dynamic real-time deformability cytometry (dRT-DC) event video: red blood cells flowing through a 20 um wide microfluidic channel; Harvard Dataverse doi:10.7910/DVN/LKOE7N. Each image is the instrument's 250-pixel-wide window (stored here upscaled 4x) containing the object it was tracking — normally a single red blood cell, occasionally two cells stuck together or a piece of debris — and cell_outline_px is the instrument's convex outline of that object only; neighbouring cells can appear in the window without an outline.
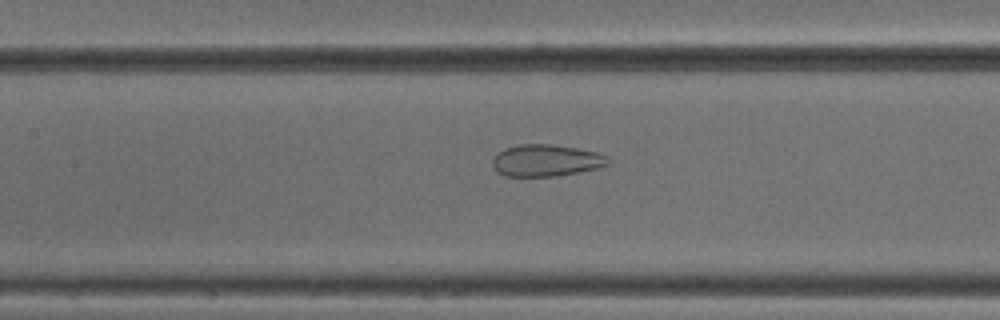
{"species": "common noctule bat (a hibernating species)", "species_latin": "Nyctalus noctula", "temperature_condition": "cold", "stored_images_in_passage": 42, "segment_of_instrument_passage": [1, 2], "camera_frame_rate_fps": 3000, "um_per_image_px": 0.085, "animal": {"sex": "male", "body_mass_g": 18.8}, "frame": {"image": 1, "passage_image": 13, "time_ms": 4.0, "image_size_px": [1000, 320], "cell_outline_px": [[612, 160], [608, 164], [596, 168], [556, 176], [504, 176], [496, 172], [492, 164], [492, 160], [504, 148], [520, 144], [552, 144], [576, 148], [596, 152], [608, 156]], "centroid_in_image_um": [46.41, 13.64], "position_along_channel_um": 161.0, "area_um2": 21.39}}
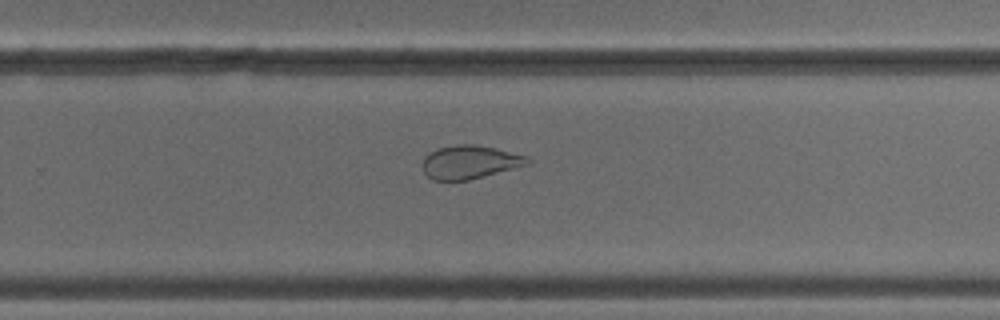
{"frame": {"image": 2, "passage_image": 23, "time_ms": 7.333, "image_size_px": [1000, 320], "cell_outline_px": [[532, 164], [468, 180], [432, 180], [424, 172], [424, 156], [428, 152], [440, 148], [456, 144], [472, 144], [496, 148], [528, 156], [532, 160]], "centroid_in_image_um": [39.99, 13.77], "position_along_channel_um": 289.8, "area_um2": 20.52}}
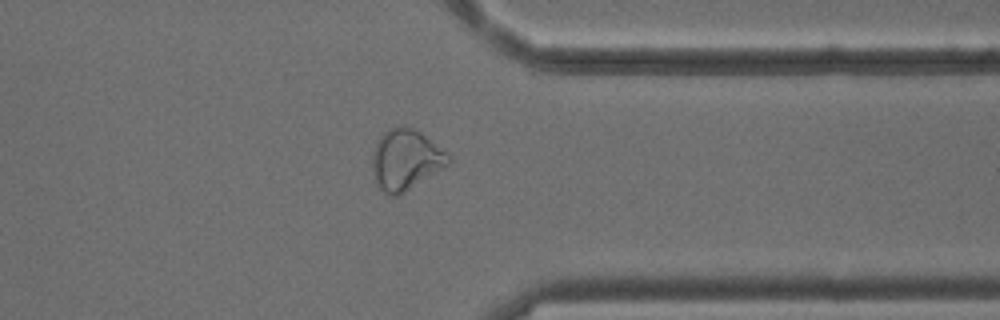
{"frame": {"image": 3, "passage_image": 30, "time_ms": 9.667, "image_size_px": [1000, 320], "cell_outline_px": [[452, 160], [448, 164], [404, 192], [396, 196], [388, 196], [380, 188], [376, 180], [372, 168], [372, 152], [380, 136], [388, 128], [400, 124], [412, 128], [420, 132], [448, 152], [452, 156]], "centroid_in_image_um": [34.48, 13.54], "position_along_channel_um": 376.9, "area_um2": 26.76}}